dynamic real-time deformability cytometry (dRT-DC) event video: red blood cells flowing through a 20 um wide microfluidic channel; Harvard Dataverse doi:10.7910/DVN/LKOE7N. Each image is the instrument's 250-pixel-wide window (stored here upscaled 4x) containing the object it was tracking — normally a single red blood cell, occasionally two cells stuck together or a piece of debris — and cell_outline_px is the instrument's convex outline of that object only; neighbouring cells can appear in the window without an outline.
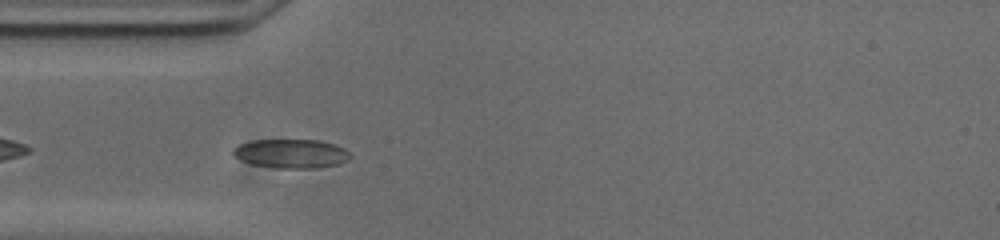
{"species": "common noctule bat (a hibernating species)", "species_latin": "Nyctalus noctula", "temperature_condition": "cold", "stored_images_in_passage": 41, "camera_frame_rate_fps": 3000, "um_per_image_px": 0.085, "animal": {"sex": "male", "body_mass_g": 20.0, "forearm_length_mm": 53.3}, "frame": {"image": 1, "passage_image": 2, "time_ms": 0.333, "image_size_px": [1000, 240], "cell_outline_px": [[352, 156], [348, 160], [336, 164], [316, 168], [276, 168], [252, 164], [240, 160], [232, 156], [232, 148], [240, 144], [252, 140], [320, 140], [344, 148]], "centroid_in_image_um": [24.7, 13.06], "position_along_channel_um": 60.3, "area_um2": 19.83}}
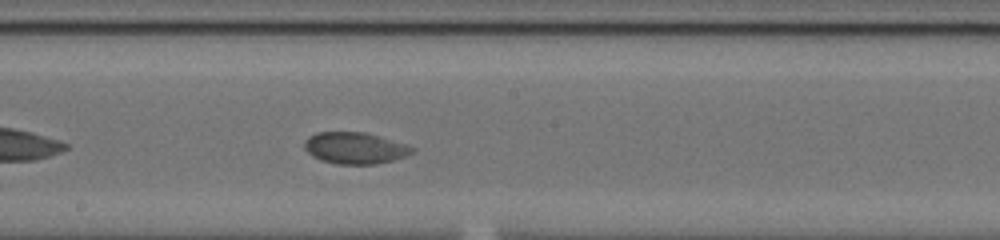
{"frame": {"image": 2, "passage_image": 15, "time_ms": 4.667, "image_size_px": [1000, 240], "cell_outline_px": [[416, 152], [392, 160], [376, 164], [336, 164], [320, 160], [312, 156], [304, 148], [304, 140], [308, 136], [316, 132], [368, 132], [416, 148]], "centroid_in_image_um": [30.15, 12.58], "position_along_channel_um": 218.1, "area_um2": 19.94}}
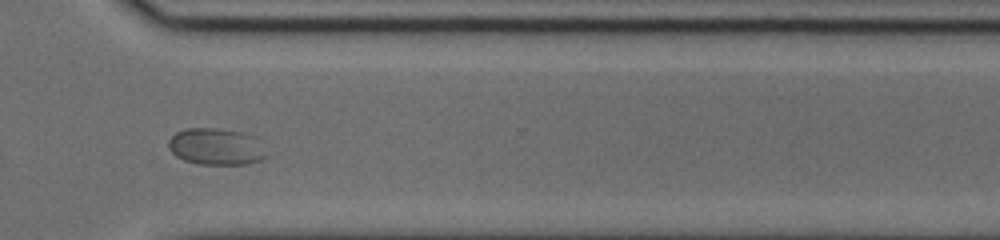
{"frame": {"image": 3, "passage_image": 26, "time_ms": 8.333, "image_size_px": [1000, 240], "cell_outline_px": [[268, 156], [260, 160], [248, 164], [200, 164], [184, 160], [176, 156], [168, 148], [168, 140], [176, 132], [184, 128], [220, 128], [240, 132], [256, 136]], "centroid_in_image_um": [18.37, 12.45], "position_along_channel_um": 352.2, "area_um2": 21.1}}